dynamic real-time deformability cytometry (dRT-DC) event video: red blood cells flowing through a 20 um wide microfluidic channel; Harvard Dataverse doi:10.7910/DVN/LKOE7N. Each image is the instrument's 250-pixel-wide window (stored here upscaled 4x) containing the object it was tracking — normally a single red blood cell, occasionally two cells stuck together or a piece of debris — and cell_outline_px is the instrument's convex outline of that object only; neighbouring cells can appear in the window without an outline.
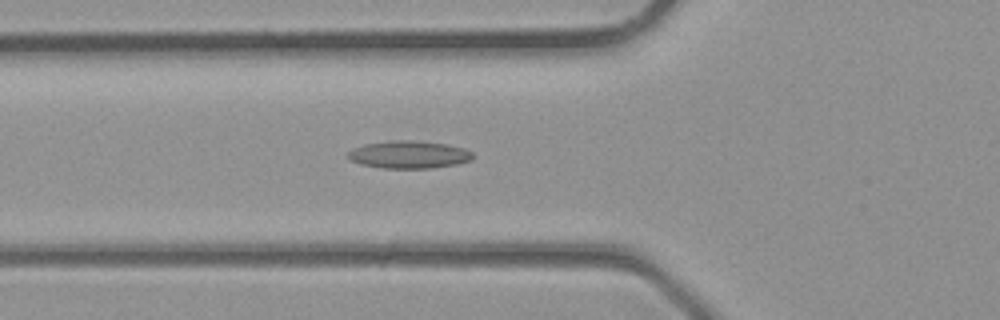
{"species": "common noctule bat (a hibernating species)", "species_latin": "Nyctalus noctula", "temperature_condition": "room temperature", "stored_images_in_passage": 29, "camera_frame_rate_fps": 3000, "um_per_image_px": 0.085, "animal": {"sex": "male", "body_mass_g": 23.1, "forearm_length_mm": 52.7}, "frame": {"image": 1, "passage_image": 5, "time_ms": 1.333, "image_size_px": [1000, 320], "cell_outline_px": [[472, 160], [456, 164], [432, 168], [380, 168], [360, 164], [352, 160], [348, 156], [348, 152], [352, 148], [364, 144], [392, 140], [408, 140], [448, 144], [464, 148], [472, 152]], "centroid_in_image_um": [34.75, 13.14], "position_along_channel_um": 91.0, "area_um2": 20.06}}
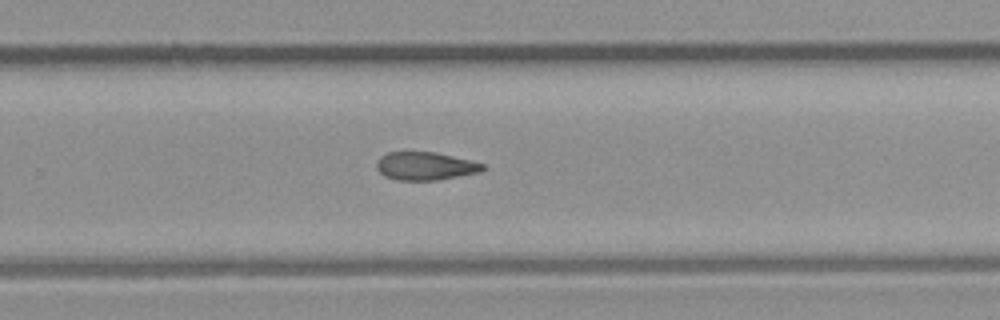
{"frame": {"image": 2, "passage_image": 16, "time_ms": 5.0, "image_size_px": [1000, 320], "cell_outline_px": [[484, 168], [480, 172], [436, 180], [396, 180], [384, 176], [376, 168], [376, 160], [380, 156], [388, 152], [436, 152], [472, 160], [484, 164]], "centroid_in_image_um": [36.12, 14.11], "position_along_channel_um": 293.7, "area_um2": 17.46}}
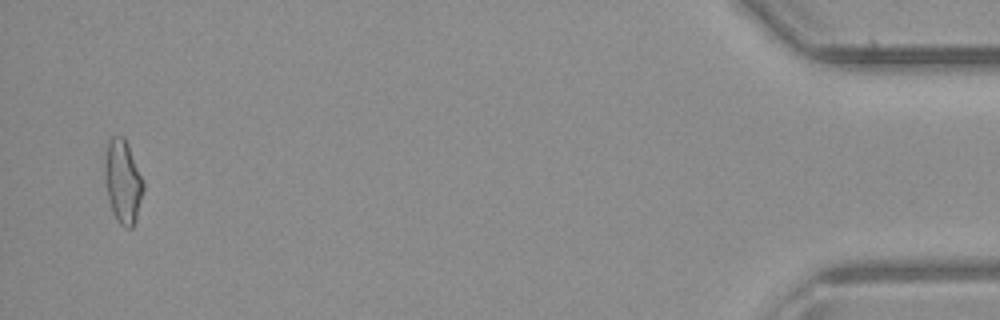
{"frame": {"image": 3, "passage_image": 28, "time_ms": 9.0, "image_size_px": [1000, 320], "cell_outline_px": [[144, 188], [136, 220], [132, 228], [128, 228], [120, 224], [116, 220], [112, 212], [108, 200], [104, 168], [104, 164], [108, 140], [112, 136], [124, 136], [128, 144], [144, 184]], "centroid_in_image_um": [10.43, 15.44], "position_along_channel_um": 424.8, "area_um2": 18.67}}